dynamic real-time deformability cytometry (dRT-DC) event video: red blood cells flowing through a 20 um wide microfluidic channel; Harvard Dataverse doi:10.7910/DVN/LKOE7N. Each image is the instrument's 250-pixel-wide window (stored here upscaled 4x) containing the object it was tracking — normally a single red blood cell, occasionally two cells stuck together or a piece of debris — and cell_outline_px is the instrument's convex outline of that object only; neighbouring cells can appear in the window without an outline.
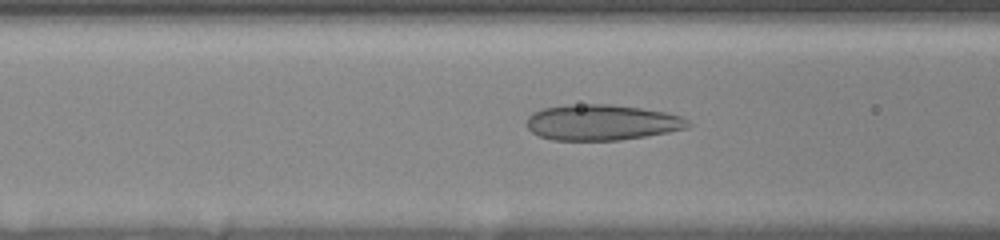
{"species": "human", "species_latin": "Homo sapiens", "temperature_condition": "room temperature", "stored_images_in_passage": 23, "camera_frame_rate_fps": 3000, "um_per_image_px": 0.085, "donor": {"sex": "female"}, "frame": {"image": 1, "passage_image": 11, "time_ms": 6.667, "image_size_px": [1000, 240], "cell_outline_px": [[692, 124], [688, 128], [668, 132], [620, 140], [552, 140], [540, 136], [532, 132], [524, 124], [528, 116], [532, 112], [544, 108], [568, 104], [612, 104], [640, 108], [664, 112], [680, 116], [688, 120]], "centroid_in_image_um": [51.12, 10.4], "position_along_channel_um": 115.5, "area_um2": 33.7}}
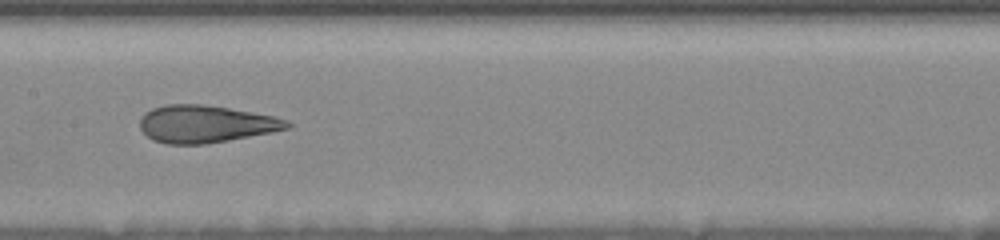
{"frame": {"image": 2, "passage_image": 16, "time_ms": 8.667, "image_size_px": [1000, 240], "cell_outline_px": [[292, 124], [288, 128], [272, 132], [228, 140], [204, 144], [164, 144], [152, 140], [140, 128], [140, 116], [144, 112], [152, 108], [168, 104], [204, 104], [228, 108], [272, 116], [288, 120]], "centroid_in_image_um": [17.43, 10.54], "position_along_channel_um": 190.0, "area_um2": 31.96}}
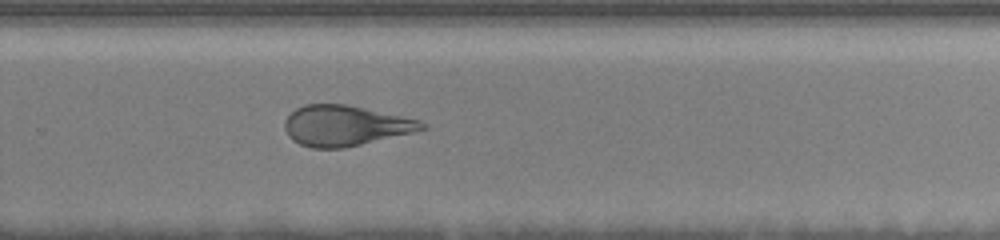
{"frame": {"image": 3, "passage_image": 23, "time_ms": 11.667, "image_size_px": [1000, 240], "cell_outline_px": [[428, 128], [412, 132], [344, 148], [312, 148], [300, 144], [292, 140], [288, 136], [284, 128], [284, 120], [296, 108], [304, 104], [348, 104], [420, 120], [428, 124]], "centroid_in_image_um": [29.32, 10.67], "position_along_channel_um": 300.5, "area_um2": 32.31}}